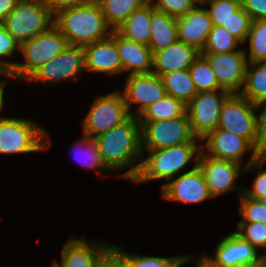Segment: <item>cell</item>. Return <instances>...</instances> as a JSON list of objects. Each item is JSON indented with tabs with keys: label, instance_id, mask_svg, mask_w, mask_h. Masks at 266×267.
<instances>
[{
	"label": "cell",
	"instance_id": "1",
	"mask_svg": "<svg viewBox=\"0 0 266 267\" xmlns=\"http://www.w3.org/2000/svg\"><path fill=\"white\" fill-rule=\"evenodd\" d=\"M94 141L108 171L130 167L119 176L131 181L136 178L143 158L141 124L138 116L131 115L122 124L95 137Z\"/></svg>",
	"mask_w": 266,
	"mask_h": 267
},
{
	"label": "cell",
	"instance_id": "2",
	"mask_svg": "<svg viewBox=\"0 0 266 267\" xmlns=\"http://www.w3.org/2000/svg\"><path fill=\"white\" fill-rule=\"evenodd\" d=\"M54 25L69 45L79 47L106 39L114 31L107 23L97 1L59 11L55 15Z\"/></svg>",
	"mask_w": 266,
	"mask_h": 267
},
{
	"label": "cell",
	"instance_id": "3",
	"mask_svg": "<svg viewBox=\"0 0 266 267\" xmlns=\"http://www.w3.org/2000/svg\"><path fill=\"white\" fill-rule=\"evenodd\" d=\"M198 143H186L159 150H142L143 158L135 183L150 180H172L174 175L182 171L191 160L195 163L201 152ZM144 151L148 156L144 158Z\"/></svg>",
	"mask_w": 266,
	"mask_h": 267
},
{
	"label": "cell",
	"instance_id": "4",
	"mask_svg": "<svg viewBox=\"0 0 266 267\" xmlns=\"http://www.w3.org/2000/svg\"><path fill=\"white\" fill-rule=\"evenodd\" d=\"M19 45L48 31L55 15L43 0H18L15 8L0 22Z\"/></svg>",
	"mask_w": 266,
	"mask_h": 267
},
{
	"label": "cell",
	"instance_id": "5",
	"mask_svg": "<svg viewBox=\"0 0 266 267\" xmlns=\"http://www.w3.org/2000/svg\"><path fill=\"white\" fill-rule=\"evenodd\" d=\"M29 119L0 116V154H23L48 150L52 144L42 126ZM48 134V136H47ZM49 144V145H47Z\"/></svg>",
	"mask_w": 266,
	"mask_h": 267
},
{
	"label": "cell",
	"instance_id": "6",
	"mask_svg": "<svg viewBox=\"0 0 266 267\" xmlns=\"http://www.w3.org/2000/svg\"><path fill=\"white\" fill-rule=\"evenodd\" d=\"M68 46L67 39L53 25L48 31L20 45V52H22L25 62L17 63L10 73V78L27 80L38 68L58 56Z\"/></svg>",
	"mask_w": 266,
	"mask_h": 267
},
{
	"label": "cell",
	"instance_id": "7",
	"mask_svg": "<svg viewBox=\"0 0 266 267\" xmlns=\"http://www.w3.org/2000/svg\"><path fill=\"white\" fill-rule=\"evenodd\" d=\"M140 124L142 150H159L180 144L202 142L191 130L187 111L180 117L140 121Z\"/></svg>",
	"mask_w": 266,
	"mask_h": 267
},
{
	"label": "cell",
	"instance_id": "8",
	"mask_svg": "<svg viewBox=\"0 0 266 267\" xmlns=\"http://www.w3.org/2000/svg\"><path fill=\"white\" fill-rule=\"evenodd\" d=\"M130 116L120 91L100 95L96 97L82 121L83 136L94 139L122 124Z\"/></svg>",
	"mask_w": 266,
	"mask_h": 267
},
{
	"label": "cell",
	"instance_id": "9",
	"mask_svg": "<svg viewBox=\"0 0 266 267\" xmlns=\"http://www.w3.org/2000/svg\"><path fill=\"white\" fill-rule=\"evenodd\" d=\"M256 107L241 94H230L224 101L217 128L246 138L259 151Z\"/></svg>",
	"mask_w": 266,
	"mask_h": 267
},
{
	"label": "cell",
	"instance_id": "10",
	"mask_svg": "<svg viewBox=\"0 0 266 267\" xmlns=\"http://www.w3.org/2000/svg\"><path fill=\"white\" fill-rule=\"evenodd\" d=\"M87 72V57L84 47L69 45L62 53L43 64L26 81L59 83L78 80L80 72Z\"/></svg>",
	"mask_w": 266,
	"mask_h": 267
},
{
	"label": "cell",
	"instance_id": "11",
	"mask_svg": "<svg viewBox=\"0 0 266 267\" xmlns=\"http://www.w3.org/2000/svg\"><path fill=\"white\" fill-rule=\"evenodd\" d=\"M230 93L219 89L198 92L186 106L193 134L202 139L217 128L222 105Z\"/></svg>",
	"mask_w": 266,
	"mask_h": 267
},
{
	"label": "cell",
	"instance_id": "12",
	"mask_svg": "<svg viewBox=\"0 0 266 267\" xmlns=\"http://www.w3.org/2000/svg\"><path fill=\"white\" fill-rule=\"evenodd\" d=\"M201 141L204 153L210 157L228 160L242 165L243 155L251 151L252 154L245 167L257 160L262 154L246 139L233 132L216 128L210 131Z\"/></svg>",
	"mask_w": 266,
	"mask_h": 267
},
{
	"label": "cell",
	"instance_id": "13",
	"mask_svg": "<svg viewBox=\"0 0 266 267\" xmlns=\"http://www.w3.org/2000/svg\"><path fill=\"white\" fill-rule=\"evenodd\" d=\"M197 167L202 172L213 199L229 190H238L239 196L243 193V187L237 188L234 183L239 174L242 175L241 173L244 172V166L232 161L210 157L204 153V150H201Z\"/></svg>",
	"mask_w": 266,
	"mask_h": 267
},
{
	"label": "cell",
	"instance_id": "14",
	"mask_svg": "<svg viewBox=\"0 0 266 267\" xmlns=\"http://www.w3.org/2000/svg\"><path fill=\"white\" fill-rule=\"evenodd\" d=\"M247 51L201 54L210 64L221 89L230 94H240L246 75ZM241 88V89H240Z\"/></svg>",
	"mask_w": 266,
	"mask_h": 267
},
{
	"label": "cell",
	"instance_id": "15",
	"mask_svg": "<svg viewBox=\"0 0 266 267\" xmlns=\"http://www.w3.org/2000/svg\"><path fill=\"white\" fill-rule=\"evenodd\" d=\"M121 93L130 115L133 116H140L147 107L167 95L162 78L153 73L127 75ZM132 104H139L135 113L131 111Z\"/></svg>",
	"mask_w": 266,
	"mask_h": 267
},
{
	"label": "cell",
	"instance_id": "16",
	"mask_svg": "<svg viewBox=\"0 0 266 267\" xmlns=\"http://www.w3.org/2000/svg\"><path fill=\"white\" fill-rule=\"evenodd\" d=\"M259 250L233 232L216 245L214 256L203 253L216 267H243L261 264L266 254L259 255Z\"/></svg>",
	"mask_w": 266,
	"mask_h": 267
},
{
	"label": "cell",
	"instance_id": "17",
	"mask_svg": "<svg viewBox=\"0 0 266 267\" xmlns=\"http://www.w3.org/2000/svg\"><path fill=\"white\" fill-rule=\"evenodd\" d=\"M162 197L168 201L196 204L213 198L197 163L191 170L162 186Z\"/></svg>",
	"mask_w": 266,
	"mask_h": 267
},
{
	"label": "cell",
	"instance_id": "18",
	"mask_svg": "<svg viewBox=\"0 0 266 267\" xmlns=\"http://www.w3.org/2000/svg\"><path fill=\"white\" fill-rule=\"evenodd\" d=\"M113 249V244L97 241L87 242L71 236L63 246L61 263L54 261L52 267H98L102 259Z\"/></svg>",
	"mask_w": 266,
	"mask_h": 267
},
{
	"label": "cell",
	"instance_id": "19",
	"mask_svg": "<svg viewBox=\"0 0 266 267\" xmlns=\"http://www.w3.org/2000/svg\"><path fill=\"white\" fill-rule=\"evenodd\" d=\"M197 4L191 11L177 18L178 41L186 43L202 53L212 30V21L207 8Z\"/></svg>",
	"mask_w": 266,
	"mask_h": 267
},
{
	"label": "cell",
	"instance_id": "20",
	"mask_svg": "<svg viewBox=\"0 0 266 267\" xmlns=\"http://www.w3.org/2000/svg\"><path fill=\"white\" fill-rule=\"evenodd\" d=\"M87 72L118 75L123 73L122 61L116 46V31L106 39L84 46Z\"/></svg>",
	"mask_w": 266,
	"mask_h": 267
},
{
	"label": "cell",
	"instance_id": "21",
	"mask_svg": "<svg viewBox=\"0 0 266 267\" xmlns=\"http://www.w3.org/2000/svg\"><path fill=\"white\" fill-rule=\"evenodd\" d=\"M201 53L184 42L177 41L168 48L153 53L152 73L157 76L189 69Z\"/></svg>",
	"mask_w": 266,
	"mask_h": 267
},
{
	"label": "cell",
	"instance_id": "22",
	"mask_svg": "<svg viewBox=\"0 0 266 267\" xmlns=\"http://www.w3.org/2000/svg\"><path fill=\"white\" fill-rule=\"evenodd\" d=\"M116 46L122 61L123 73H152L153 54L147 45L127 40L116 32Z\"/></svg>",
	"mask_w": 266,
	"mask_h": 267
},
{
	"label": "cell",
	"instance_id": "23",
	"mask_svg": "<svg viewBox=\"0 0 266 267\" xmlns=\"http://www.w3.org/2000/svg\"><path fill=\"white\" fill-rule=\"evenodd\" d=\"M149 48L153 53L168 48L178 41L177 18L156 10L151 3Z\"/></svg>",
	"mask_w": 266,
	"mask_h": 267
},
{
	"label": "cell",
	"instance_id": "24",
	"mask_svg": "<svg viewBox=\"0 0 266 267\" xmlns=\"http://www.w3.org/2000/svg\"><path fill=\"white\" fill-rule=\"evenodd\" d=\"M151 2L134 11L115 31L123 38L149 46Z\"/></svg>",
	"mask_w": 266,
	"mask_h": 267
},
{
	"label": "cell",
	"instance_id": "25",
	"mask_svg": "<svg viewBox=\"0 0 266 267\" xmlns=\"http://www.w3.org/2000/svg\"><path fill=\"white\" fill-rule=\"evenodd\" d=\"M240 94L252 104L266 100V61L247 64L245 82Z\"/></svg>",
	"mask_w": 266,
	"mask_h": 267
},
{
	"label": "cell",
	"instance_id": "26",
	"mask_svg": "<svg viewBox=\"0 0 266 267\" xmlns=\"http://www.w3.org/2000/svg\"><path fill=\"white\" fill-rule=\"evenodd\" d=\"M166 93L184 105H188L197 94L189 69L176 70L161 76Z\"/></svg>",
	"mask_w": 266,
	"mask_h": 267
},
{
	"label": "cell",
	"instance_id": "27",
	"mask_svg": "<svg viewBox=\"0 0 266 267\" xmlns=\"http://www.w3.org/2000/svg\"><path fill=\"white\" fill-rule=\"evenodd\" d=\"M149 0H97L107 23L115 30Z\"/></svg>",
	"mask_w": 266,
	"mask_h": 267
},
{
	"label": "cell",
	"instance_id": "28",
	"mask_svg": "<svg viewBox=\"0 0 266 267\" xmlns=\"http://www.w3.org/2000/svg\"><path fill=\"white\" fill-rule=\"evenodd\" d=\"M185 112L186 105L167 94L147 107L138 117L139 121H160L180 117Z\"/></svg>",
	"mask_w": 266,
	"mask_h": 267
},
{
	"label": "cell",
	"instance_id": "29",
	"mask_svg": "<svg viewBox=\"0 0 266 267\" xmlns=\"http://www.w3.org/2000/svg\"><path fill=\"white\" fill-rule=\"evenodd\" d=\"M113 250L126 262L128 267H180L184 258V255L175 257L130 255L116 245H113Z\"/></svg>",
	"mask_w": 266,
	"mask_h": 267
},
{
	"label": "cell",
	"instance_id": "30",
	"mask_svg": "<svg viewBox=\"0 0 266 267\" xmlns=\"http://www.w3.org/2000/svg\"><path fill=\"white\" fill-rule=\"evenodd\" d=\"M73 145L74 148H72L71 151L79 154H77L78 157H76V161H79L86 168L97 170L100 173L108 170L101 159L99 149L94 139L83 136L82 139L75 142ZM83 159L85 161H83Z\"/></svg>",
	"mask_w": 266,
	"mask_h": 267
},
{
	"label": "cell",
	"instance_id": "31",
	"mask_svg": "<svg viewBox=\"0 0 266 267\" xmlns=\"http://www.w3.org/2000/svg\"><path fill=\"white\" fill-rule=\"evenodd\" d=\"M249 40L248 63L266 61V19L253 20L247 35Z\"/></svg>",
	"mask_w": 266,
	"mask_h": 267
},
{
	"label": "cell",
	"instance_id": "32",
	"mask_svg": "<svg viewBox=\"0 0 266 267\" xmlns=\"http://www.w3.org/2000/svg\"><path fill=\"white\" fill-rule=\"evenodd\" d=\"M189 71L197 93L221 89L210 64L201 54L189 68Z\"/></svg>",
	"mask_w": 266,
	"mask_h": 267
},
{
	"label": "cell",
	"instance_id": "33",
	"mask_svg": "<svg viewBox=\"0 0 266 267\" xmlns=\"http://www.w3.org/2000/svg\"><path fill=\"white\" fill-rule=\"evenodd\" d=\"M239 44L241 43L230 33H228L223 27L212 26V30L209 33L206 46L201 54H218L229 53L232 51H245L242 48L237 49V46Z\"/></svg>",
	"mask_w": 266,
	"mask_h": 267
},
{
	"label": "cell",
	"instance_id": "34",
	"mask_svg": "<svg viewBox=\"0 0 266 267\" xmlns=\"http://www.w3.org/2000/svg\"><path fill=\"white\" fill-rule=\"evenodd\" d=\"M200 5H209L207 11L212 25L222 27L241 7V0H202Z\"/></svg>",
	"mask_w": 266,
	"mask_h": 267
},
{
	"label": "cell",
	"instance_id": "35",
	"mask_svg": "<svg viewBox=\"0 0 266 267\" xmlns=\"http://www.w3.org/2000/svg\"><path fill=\"white\" fill-rule=\"evenodd\" d=\"M239 212L243 220L239 222H261L266 225V201L240 195Z\"/></svg>",
	"mask_w": 266,
	"mask_h": 267
},
{
	"label": "cell",
	"instance_id": "36",
	"mask_svg": "<svg viewBox=\"0 0 266 267\" xmlns=\"http://www.w3.org/2000/svg\"><path fill=\"white\" fill-rule=\"evenodd\" d=\"M251 22L250 15L241 6L222 27L242 44L246 42Z\"/></svg>",
	"mask_w": 266,
	"mask_h": 267
},
{
	"label": "cell",
	"instance_id": "37",
	"mask_svg": "<svg viewBox=\"0 0 266 267\" xmlns=\"http://www.w3.org/2000/svg\"><path fill=\"white\" fill-rule=\"evenodd\" d=\"M237 231L245 241L249 242L257 250L266 249V225L261 222H238Z\"/></svg>",
	"mask_w": 266,
	"mask_h": 267
},
{
	"label": "cell",
	"instance_id": "38",
	"mask_svg": "<svg viewBox=\"0 0 266 267\" xmlns=\"http://www.w3.org/2000/svg\"><path fill=\"white\" fill-rule=\"evenodd\" d=\"M265 162L266 154H263L245 167L244 173L250 169L253 170V168L260 169L254 178L252 189L243 188V194L245 196L266 201V170L261 171Z\"/></svg>",
	"mask_w": 266,
	"mask_h": 267
},
{
	"label": "cell",
	"instance_id": "39",
	"mask_svg": "<svg viewBox=\"0 0 266 267\" xmlns=\"http://www.w3.org/2000/svg\"><path fill=\"white\" fill-rule=\"evenodd\" d=\"M17 50L20 51V45L0 23V68L4 72L10 74L18 62L5 61L2 59H4V57H13L16 55L15 52Z\"/></svg>",
	"mask_w": 266,
	"mask_h": 267
},
{
	"label": "cell",
	"instance_id": "40",
	"mask_svg": "<svg viewBox=\"0 0 266 267\" xmlns=\"http://www.w3.org/2000/svg\"><path fill=\"white\" fill-rule=\"evenodd\" d=\"M153 7L173 17H181L191 11L199 0H150Z\"/></svg>",
	"mask_w": 266,
	"mask_h": 267
},
{
	"label": "cell",
	"instance_id": "41",
	"mask_svg": "<svg viewBox=\"0 0 266 267\" xmlns=\"http://www.w3.org/2000/svg\"><path fill=\"white\" fill-rule=\"evenodd\" d=\"M264 106V107H262ZM256 110L262 109L259 116H256L257 134L259 138V152L266 154V100L255 104Z\"/></svg>",
	"mask_w": 266,
	"mask_h": 267
},
{
	"label": "cell",
	"instance_id": "42",
	"mask_svg": "<svg viewBox=\"0 0 266 267\" xmlns=\"http://www.w3.org/2000/svg\"><path fill=\"white\" fill-rule=\"evenodd\" d=\"M241 6L248 12L252 21L266 19V0H241Z\"/></svg>",
	"mask_w": 266,
	"mask_h": 267
},
{
	"label": "cell",
	"instance_id": "43",
	"mask_svg": "<svg viewBox=\"0 0 266 267\" xmlns=\"http://www.w3.org/2000/svg\"><path fill=\"white\" fill-rule=\"evenodd\" d=\"M97 0H43L51 12L56 15L59 11L93 3Z\"/></svg>",
	"mask_w": 266,
	"mask_h": 267
},
{
	"label": "cell",
	"instance_id": "44",
	"mask_svg": "<svg viewBox=\"0 0 266 267\" xmlns=\"http://www.w3.org/2000/svg\"><path fill=\"white\" fill-rule=\"evenodd\" d=\"M98 267H128L126 262L112 249Z\"/></svg>",
	"mask_w": 266,
	"mask_h": 267
},
{
	"label": "cell",
	"instance_id": "45",
	"mask_svg": "<svg viewBox=\"0 0 266 267\" xmlns=\"http://www.w3.org/2000/svg\"><path fill=\"white\" fill-rule=\"evenodd\" d=\"M18 0H0V22L15 8Z\"/></svg>",
	"mask_w": 266,
	"mask_h": 267
},
{
	"label": "cell",
	"instance_id": "46",
	"mask_svg": "<svg viewBox=\"0 0 266 267\" xmlns=\"http://www.w3.org/2000/svg\"><path fill=\"white\" fill-rule=\"evenodd\" d=\"M194 256H187V255H184V258H183V261H182V264L186 263L187 261H194V262H197V266L196 267H216L204 254L202 255V258L199 260L198 259H195Z\"/></svg>",
	"mask_w": 266,
	"mask_h": 267
},
{
	"label": "cell",
	"instance_id": "47",
	"mask_svg": "<svg viewBox=\"0 0 266 267\" xmlns=\"http://www.w3.org/2000/svg\"><path fill=\"white\" fill-rule=\"evenodd\" d=\"M7 82L6 81H1L0 80V111L3 110L4 108V105H5V102H4V87H5V84Z\"/></svg>",
	"mask_w": 266,
	"mask_h": 267
},
{
	"label": "cell",
	"instance_id": "48",
	"mask_svg": "<svg viewBox=\"0 0 266 267\" xmlns=\"http://www.w3.org/2000/svg\"><path fill=\"white\" fill-rule=\"evenodd\" d=\"M243 267H266V259L261 264L249 265V266H243Z\"/></svg>",
	"mask_w": 266,
	"mask_h": 267
},
{
	"label": "cell",
	"instance_id": "49",
	"mask_svg": "<svg viewBox=\"0 0 266 267\" xmlns=\"http://www.w3.org/2000/svg\"><path fill=\"white\" fill-rule=\"evenodd\" d=\"M0 74H1L2 76L5 75V76H7V77H10V74L4 72L1 68H0Z\"/></svg>",
	"mask_w": 266,
	"mask_h": 267
}]
</instances>
